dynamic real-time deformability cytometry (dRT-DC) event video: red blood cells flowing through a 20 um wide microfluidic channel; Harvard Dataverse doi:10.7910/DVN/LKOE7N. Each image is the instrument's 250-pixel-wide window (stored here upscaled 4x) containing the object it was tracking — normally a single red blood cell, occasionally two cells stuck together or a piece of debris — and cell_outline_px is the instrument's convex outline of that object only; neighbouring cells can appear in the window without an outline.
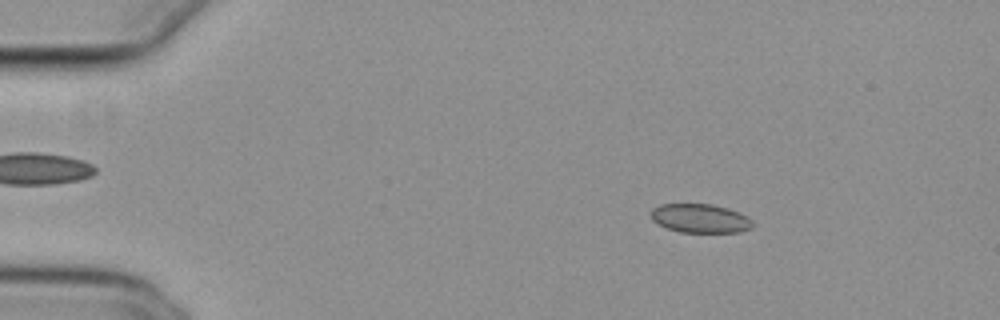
{"species": "common noctule bat (a hibernating species)", "species_latin": "Nyctalus noctula", "temperature_condition": "cold", "stored_images_in_passage": 53, "camera_frame_rate_fps": 3000, "um_per_image_px": 0.085, "animal": {"sex": "female", "body_mass_g": 29.2, "forearm_length_mm": 56.3}, "frame": {"image": 1, "passage_image": 8, "time_ms": 2.333, "image_size_px": [1000, 320], "cell_outline_px": [[752, 228], [740, 232], [680, 232], [668, 228], [652, 220], [652, 208], [660, 204], [712, 204], [728, 208], [740, 212], [748, 216], [752, 220]], "centroid_in_image_um": [59.56, 18.55], "position_along_channel_um": 25.4, "area_um2": 17.11}}
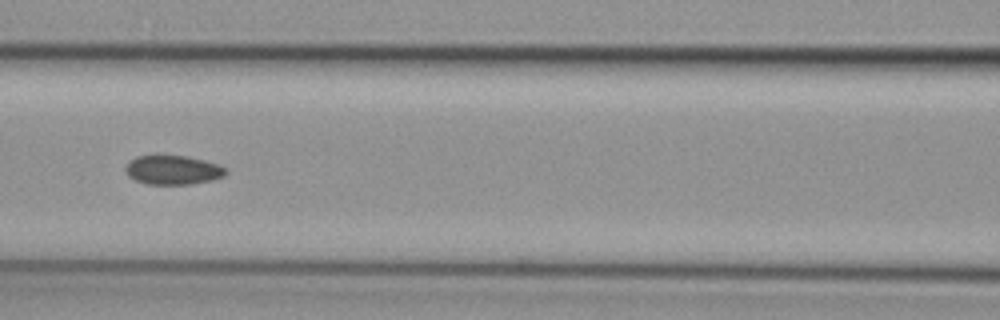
{"frame": {"image": 2, "passage_image": 24, "time_ms": 7.667, "image_size_px": [1000, 320], "cell_outline_px": [[228, 172], [224, 176], [212, 180], [192, 184], [148, 184], [136, 180], [128, 176], [124, 172], [124, 168], [136, 156], [184, 156], [204, 160], [216, 164], [224, 168]], "centroid_in_image_um": [14.69, 14.46], "position_along_channel_um": 151.9, "area_um2": 16.82}}
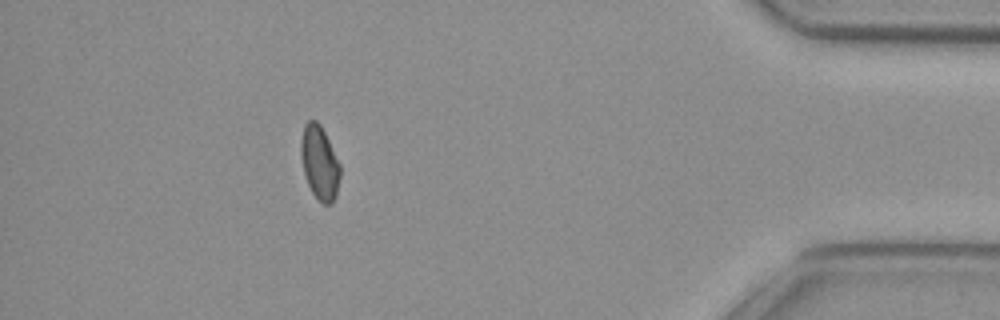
{"frame": {"image": 3, "passage_image": 48, "time_ms": 15.667, "image_size_px": [1000, 320], "cell_outline_px": [[340, 176], [336, 196], [332, 204], [324, 204], [312, 192], [308, 184], [304, 172], [300, 156], [300, 140], [304, 124], [308, 120], [316, 120], [320, 124], [340, 164]], "centroid_in_image_um": [27.15, 13.81], "position_along_channel_um": 408.0, "area_um2": 16.82}, "authors_computed_cell_mechanics": {"area_um2": 17.34, "velocity_mm_per_s": 3.8356, "shape_relaxation_time_tau1_ms": null, "shape_relaxation_time_tau2_ms": 3.3276, "deformation_change_tau1": null, "deformation_change_tau2": 0.0494}}